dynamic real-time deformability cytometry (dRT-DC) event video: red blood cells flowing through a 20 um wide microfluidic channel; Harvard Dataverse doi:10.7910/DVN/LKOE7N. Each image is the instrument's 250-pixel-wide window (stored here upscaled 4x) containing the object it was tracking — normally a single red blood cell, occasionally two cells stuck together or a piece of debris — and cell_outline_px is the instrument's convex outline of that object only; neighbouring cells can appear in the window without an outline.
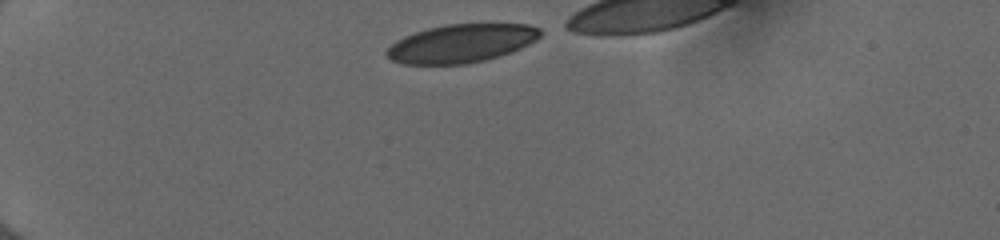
{"species": "human", "species_latin": "Homo sapiens", "temperature_condition": "cold", "stored_images_in_passage": 35, "camera_frame_rate_fps": 3000, "um_per_image_px": 0.085, "donor": {"sex": "female"}, "frame": {"image": 1, "passage_image": 1, "time_ms": 0.0, "image_size_px": [1000, 240], "cell_outline_px": [[540, 36], [536, 40], [512, 52], [500, 56], [484, 60], [464, 64], [404, 64], [392, 60], [384, 52], [396, 40], [404, 36], [428, 28], [448, 24], [528, 24], [540, 28]], "centroid_in_image_um": [39.21, 3.69], "position_along_channel_um": 45.8, "area_um2": 34.16}}
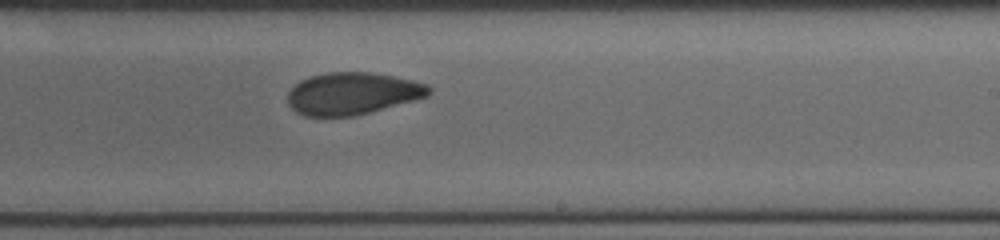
{"frame": {"image": 2, "passage_image": 21, "time_ms": 6.667, "image_size_px": [1000, 240], "cell_outline_px": [[432, 92], [428, 96], [368, 112], [352, 116], [304, 116], [296, 112], [288, 104], [288, 92], [300, 80], [308, 76], [328, 72], [372, 72], [412, 80], [428, 84], [432, 88]], "centroid_in_image_um": [29.94, 7.93], "position_along_channel_um": 259.1, "area_um2": 34.56}}
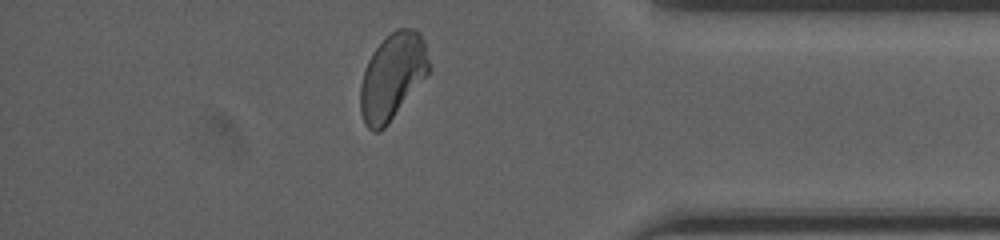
{"frame": {"image": 3, "passage_image": 33, "time_ms": 10.667, "image_size_px": [1000, 240], "cell_outline_px": [[432, 68], [388, 124], [380, 132], [372, 132], [364, 124], [360, 112], [360, 84], [364, 68], [372, 52], [396, 28], [412, 28], [420, 32], [424, 40]], "centroid_in_image_um": [33.35, 6.51], "position_along_channel_um": 401.9, "area_um2": 34.62}}